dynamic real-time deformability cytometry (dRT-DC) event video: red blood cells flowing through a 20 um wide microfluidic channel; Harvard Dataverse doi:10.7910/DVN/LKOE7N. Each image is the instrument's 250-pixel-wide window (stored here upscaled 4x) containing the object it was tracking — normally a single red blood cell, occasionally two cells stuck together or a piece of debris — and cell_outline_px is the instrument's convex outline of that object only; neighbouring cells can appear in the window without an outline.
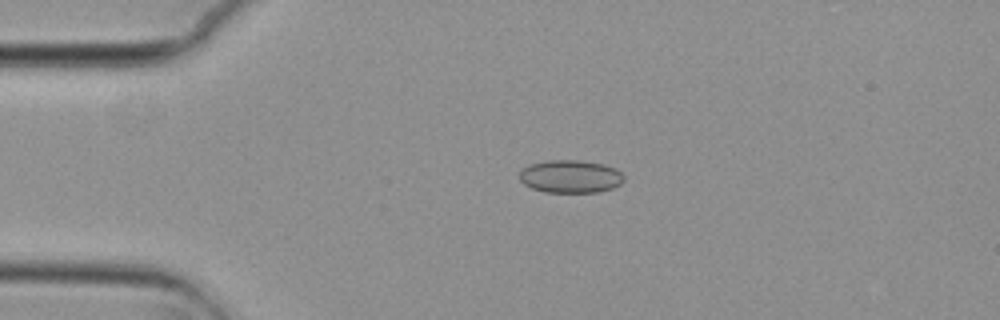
{"species": "common noctule bat (a hibernating species)", "species_latin": "Nyctalus noctula", "temperature_condition": "cold", "stored_images_in_passage": 44, "camera_frame_rate_fps": 3000, "um_per_image_px": 0.085, "animal": {"sex": "female", "body_mass_g": 29.2, "forearm_length_mm": 56.3}, "frame": {"image": 1, "passage_image": 1, "time_ms": 0.0, "image_size_px": [1000, 320], "cell_outline_px": [[624, 180], [620, 184], [612, 188], [600, 192], [544, 192], [532, 188], [524, 184], [520, 180], [520, 172], [524, 168], [532, 164], [548, 160], [580, 160], [604, 164], [616, 168], [624, 176]], "centroid_in_image_um": [48.52, 15.0], "position_along_channel_um": 36.5, "area_um2": 20.0}}
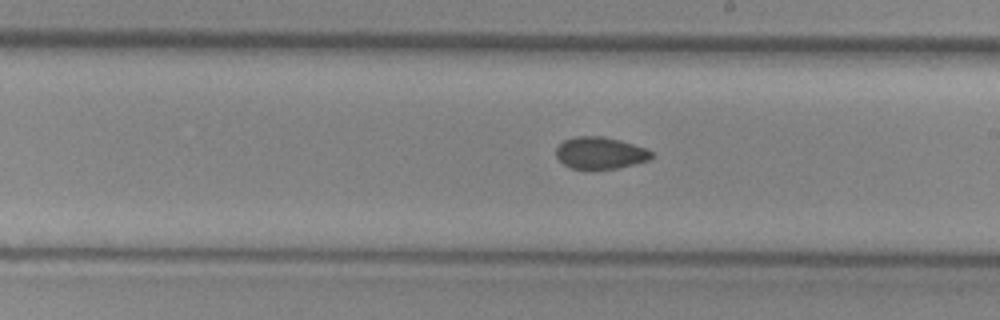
{"frame": {"image": 2, "passage_image": 20, "time_ms": 6.333, "image_size_px": [1000, 320], "cell_outline_px": [[652, 156], [648, 160], [620, 168], [572, 168], [564, 164], [556, 156], [556, 148], [564, 140], [576, 136], [604, 136], [620, 140], [644, 148], [652, 152]], "centroid_in_image_um": [51.0, 12.99], "position_along_channel_um": 238.0, "area_um2": 17.46}}
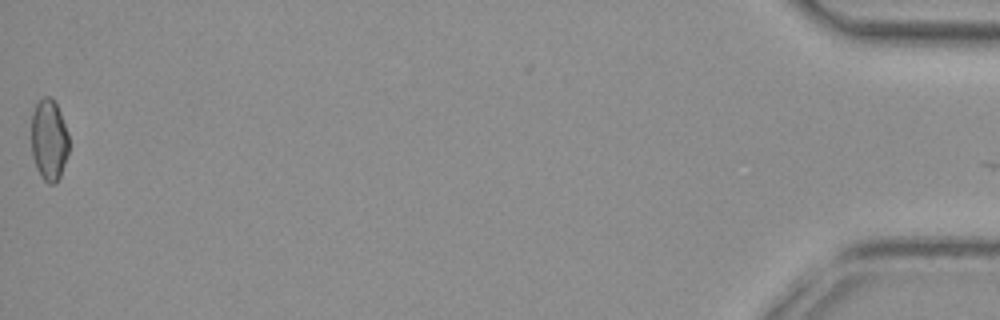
{"frame": {"image": 3, "passage_image": 44, "time_ms": 14.333, "image_size_px": [1000, 320], "cell_outline_px": [[68, 152], [60, 176], [56, 184], [48, 184], [40, 176], [36, 168], [32, 156], [32, 116], [36, 104], [44, 96], [48, 96], [56, 104], [60, 112], [68, 132]], "centroid_in_image_um": [4.16, 11.93], "position_along_channel_um": 431.0, "area_um2": 17.69}, "authors_computed_cell_mechanics": {"area_um2": 18.0914, "velocity_mm_per_s": 3.7246, "shape_relaxation_time_tau1_ms": null, "shape_relaxation_time_tau2_ms": 3.1811, "deformation_change_tau1": null, "deformation_change_tau2": 0.0644}}